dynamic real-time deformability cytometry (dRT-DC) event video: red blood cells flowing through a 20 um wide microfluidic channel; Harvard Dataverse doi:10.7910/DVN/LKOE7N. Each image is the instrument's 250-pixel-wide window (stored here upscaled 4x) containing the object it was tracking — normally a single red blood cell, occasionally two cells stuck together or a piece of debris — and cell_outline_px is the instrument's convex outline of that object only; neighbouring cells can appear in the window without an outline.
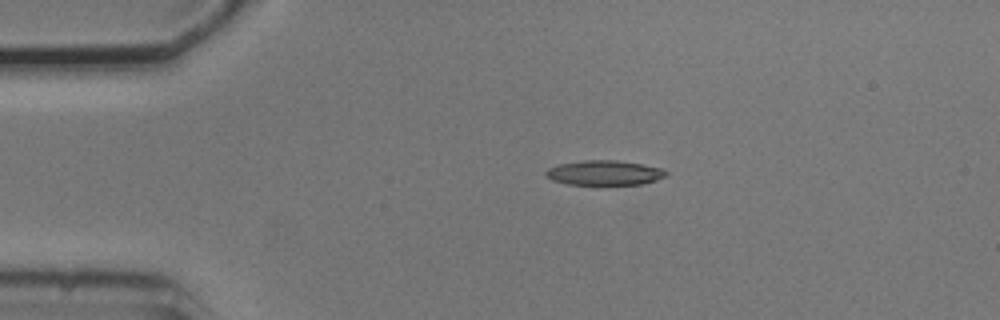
{"species": "common noctule bat (a hibernating species)", "species_latin": "Nyctalus noctula", "temperature_condition": "cold", "stored_images_in_passage": 4, "camera_frame_rate_fps": 3000, "um_per_image_px": 0.085, "animal": {"sex": "male", "body_mass_g": 20.5, "forearm_length_mm": 52.5}, "frame": {"image": 1, "passage_image": 3, "time_ms": 3.0, "image_size_px": [1000, 320], "cell_outline_px": [[668, 176], [656, 180], [640, 184], [568, 184], [552, 180], [544, 172], [548, 168], [560, 164], [584, 160], [616, 160], [664, 168], [668, 172]], "centroid_in_image_um": [51.42, 14.68], "position_along_channel_um": 33.6, "area_um2": 17.22}}